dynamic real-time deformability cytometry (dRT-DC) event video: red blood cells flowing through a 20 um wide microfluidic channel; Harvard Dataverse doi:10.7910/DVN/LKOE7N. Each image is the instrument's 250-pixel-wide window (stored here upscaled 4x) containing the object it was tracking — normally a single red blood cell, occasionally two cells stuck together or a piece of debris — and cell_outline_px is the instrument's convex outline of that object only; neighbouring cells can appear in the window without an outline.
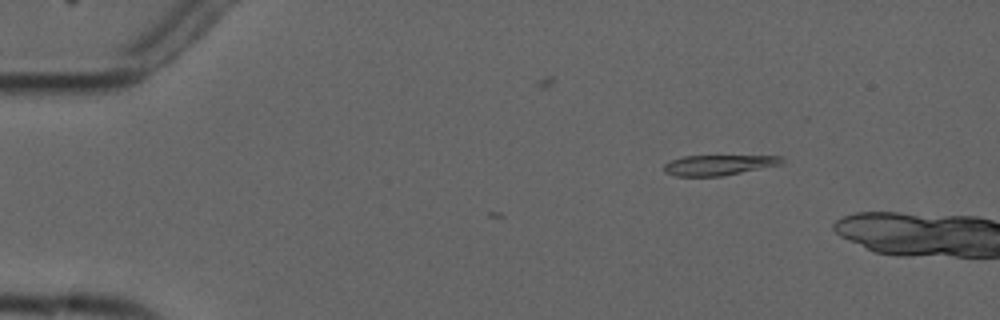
{"species": "common noctule bat (a hibernating species)", "species_latin": "Nyctalus noctula", "temperature_condition": "cold", "stored_images_in_passage": 3, "camera_frame_rate_fps": 3000, "um_per_image_px": 0.085, "animal": {"sex": "male", "forearm_length_mm": 52.5}, "frame": {"image": 1, "passage_image": 3, "time_ms": 2.333, "image_size_px": [1000, 320], "cell_outline_px": [[784, 164], [724, 176], [676, 176], [664, 172], [664, 164], [672, 160], [684, 156], [780, 156], [784, 160]], "centroid_in_image_um": [61.12, 14.03], "position_along_channel_um": 23.9, "area_um2": 13.99}}